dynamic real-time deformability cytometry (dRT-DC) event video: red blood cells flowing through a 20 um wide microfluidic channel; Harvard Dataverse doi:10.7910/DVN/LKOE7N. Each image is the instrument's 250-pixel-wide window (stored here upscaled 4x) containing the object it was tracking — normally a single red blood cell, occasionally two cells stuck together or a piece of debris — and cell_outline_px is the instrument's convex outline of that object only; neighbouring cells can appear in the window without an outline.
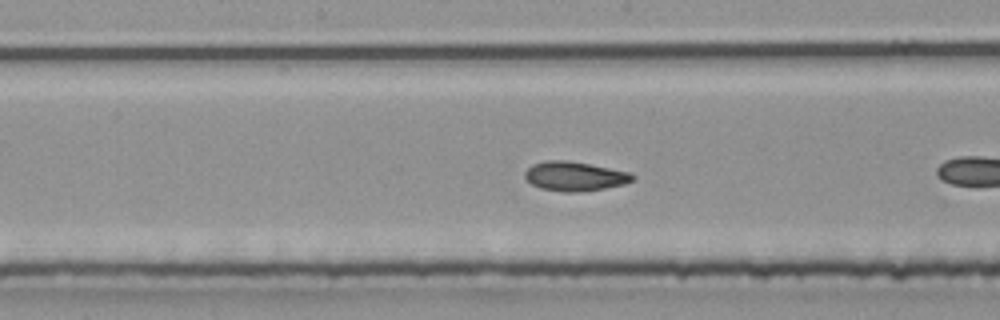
{"species": "common noctule bat (a hibernating species)", "species_latin": "Nyctalus noctula", "temperature_condition": "room temperature", "stored_images_in_passage": 14, "camera_frame_rate_fps": 3000, "um_per_image_px": 0.085, "animal": {"sex": "male", "body_mass_g": 20.4}, "frame": {"image": 1, "passage_image": 10, "time_ms": 3.0, "image_size_px": [1000, 320], "cell_outline_px": [[636, 180], [624, 184], [604, 188], [576, 192], [564, 192], [540, 188], [532, 184], [524, 176], [524, 172], [532, 164], [548, 160], [568, 160], [628, 172], [636, 176]], "centroid_in_image_um": [48.84, 14.98], "position_along_channel_um": 199.4, "area_um2": 18.26}}